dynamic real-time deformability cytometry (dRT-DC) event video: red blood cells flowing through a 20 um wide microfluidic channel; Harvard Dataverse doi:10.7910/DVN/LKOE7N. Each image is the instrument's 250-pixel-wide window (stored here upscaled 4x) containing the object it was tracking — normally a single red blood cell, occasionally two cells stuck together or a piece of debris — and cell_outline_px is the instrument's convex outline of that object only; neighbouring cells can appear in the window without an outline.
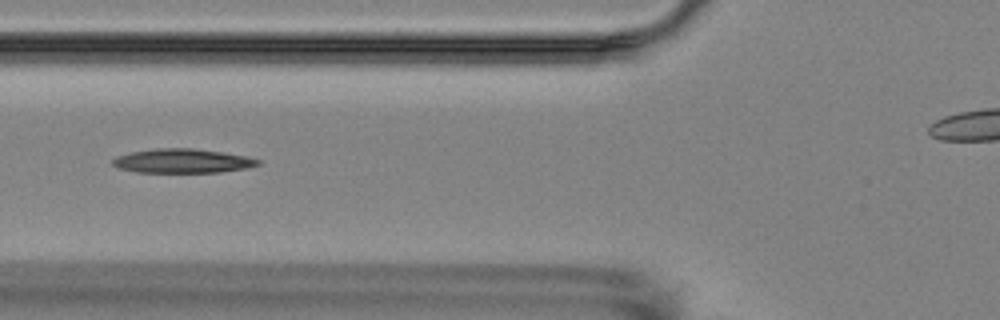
{"species": "Egyptian fruit bat (a non-hibernating species)", "species_latin": "Rousettus aegyptiacus", "temperature_condition": "room temperature", "stored_images_in_passage": 7, "segment_of_instrument_passage": [1, 2], "camera_frame_rate_fps": 3000, "um_per_image_px": 0.085, "animal": {"sex": "female"}, "frame": {"image": 1, "passage_image": 5, "time_ms": 5.333, "image_size_px": [1000, 320], "cell_outline_px": [[260, 164], [248, 168], [220, 172], [136, 172], [120, 168], [112, 164], [112, 160], [116, 156], [132, 152], [156, 148], [192, 148], [224, 152], [244, 156], [260, 160]], "centroid_in_image_um": [15.52, 13.68], "position_along_channel_um": 110.3, "area_um2": 20.35}}
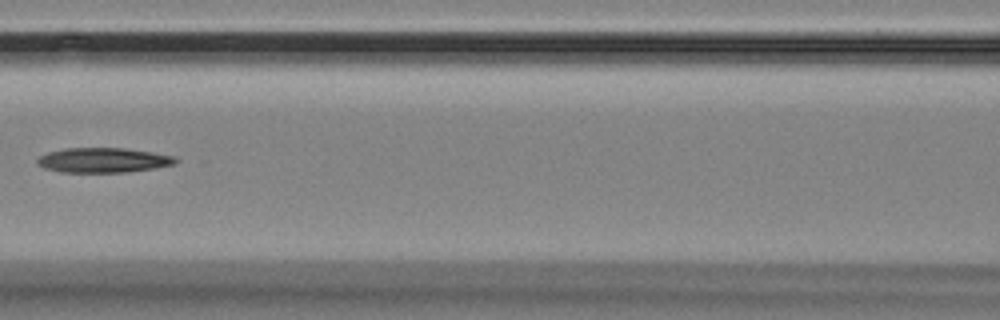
{"frame": {"image": 2, "passage_image": 6, "time_ms": 6.667, "image_size_px": [1000, 320], "cell_outline_px": [[180, 160], [176, 164], [152, 168], [124, 172], [60, 172], [44, 168], [36, 164], [36, 160], [40, 156], [48, 152], [64, 148], [124, 148], [152, 152], [176, 156]], "centroid_in_image_um": [8.78, 13.61], "position_along_channel_um": 157.8, "area_um2": 20.06}}